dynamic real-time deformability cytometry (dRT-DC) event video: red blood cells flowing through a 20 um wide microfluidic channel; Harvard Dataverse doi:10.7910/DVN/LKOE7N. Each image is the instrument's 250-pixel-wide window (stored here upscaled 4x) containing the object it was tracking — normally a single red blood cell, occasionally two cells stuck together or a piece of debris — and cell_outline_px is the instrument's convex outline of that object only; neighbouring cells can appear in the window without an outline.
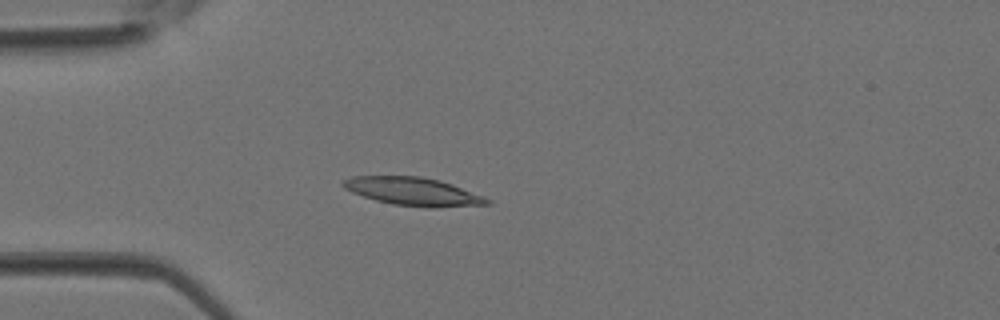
{"species": "Egyptian fruit bat (a non-hibernating species)", "species_latin": "Rousettus aegyptiacus", "temperature_condition": "room temperature", "stored_images_in_passage": 37, "camera_frame_rate_fps": 3000, "um_per_image_px": 0.085, "animal": {"sex": "female"}, "frame": {"image": 1, "passage_image": 10, "time_ms": 3.0, "image_size_px": [1000, 320], "cell_outline_px": [[492, 204], [432, 208], [392, 204], [376, 200], [352, 192], [344, 188], [340, 184], [344, 180], [352, 176], [420, 176], [440, 180], [452, 184], [484, 196], [492, 200]], "centroid_in_image_um": [35.15, 16.28], "position_along_channel_um": 49.8, "area_um2": 23.64}}
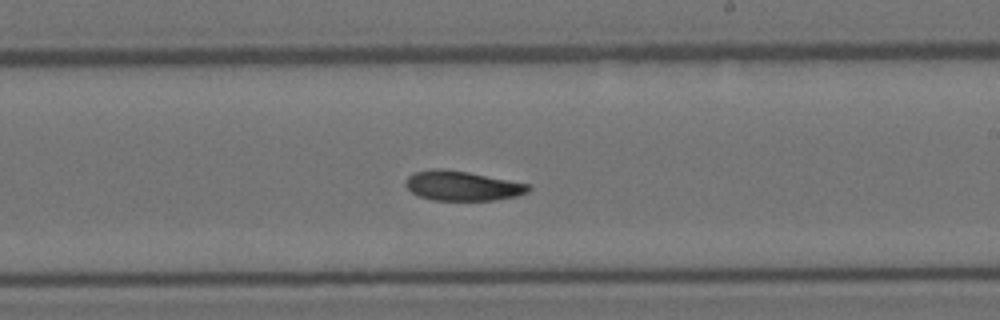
{"frame": {"image": 2, "passage_image": 22, "time_ms": 7.0, "image_size_px": [1000, 320], "cell_outline_px": [[532, 188], [528, 192], [516, 196], [496, 200], [432, 200], [416, 196], [404, 184], [408, 176], [416, 172], [440, 168], [468, 172], [528, 184]], "centroid_in_image_um": [39.28, 15.81], "position_along_channel_um": 249.7, "area_um2": 21.1}}
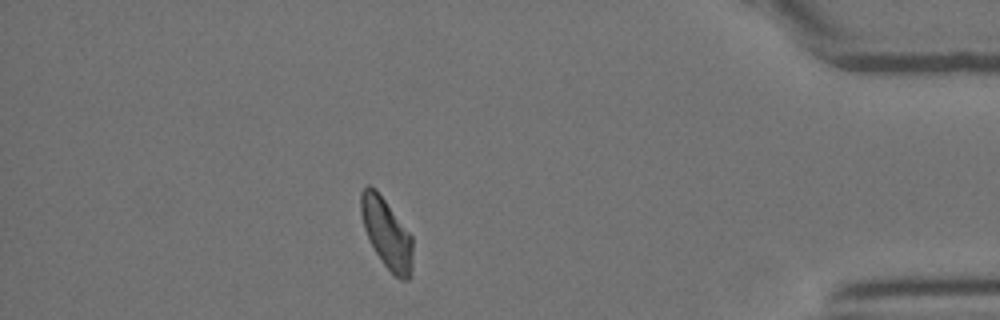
{"frame": {"image": 3, "passage_image": 33, "time_ms": 10.667, "image_size_px": [1000, 320], "cell_outline_px": [[412, 276], [408, 280], [400, 280], [384, 264], [376, 252], [364, 228], [360, 212], [360, 192], [368, 184], [376, 188], [412, 236]], "centroid_in_image_um": [32.87, 19.82], "position_along_channel_um": 402.3, "area_um2": 20.98}}